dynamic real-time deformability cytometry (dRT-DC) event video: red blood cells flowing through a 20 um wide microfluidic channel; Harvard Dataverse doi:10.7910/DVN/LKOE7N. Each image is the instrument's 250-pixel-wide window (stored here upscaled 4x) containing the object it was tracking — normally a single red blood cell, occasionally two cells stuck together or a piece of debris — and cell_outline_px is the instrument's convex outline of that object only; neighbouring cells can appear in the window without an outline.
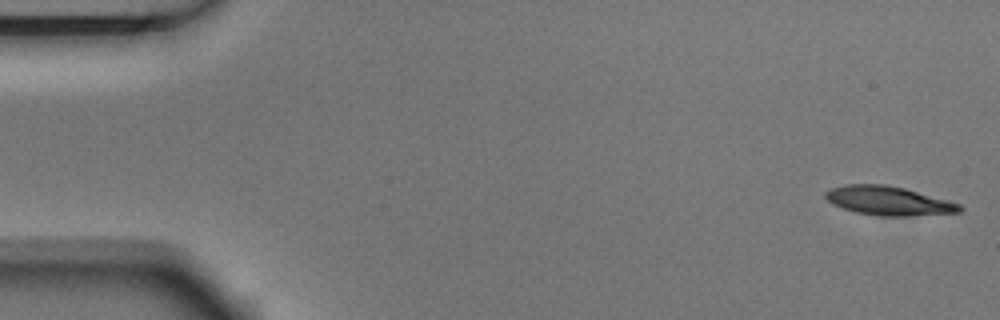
{"species": "Egyptian fruit bat (a non-hibernating species)", "species_latin": "Rousettus aegyptiacus", "temperature_condition": "room temperature", "stored_images_in_passage": 7, "camera_frame_rate_fps": 3000, "um_per_image_px": 0.085, "animal": {"sex": "male"}, "frame": {"image": 1, "passage_image": 1, "time_ms": 0.0, "image_size_px": [1000, 320], "cell_outline_px": [[964, 208], [960, 212], [908, 216], [880, 216], [856, 212], [832, 204], [824, 196], [824, 192], [832, 188], [844, 184], [888, 184], [904, 188], [948, 200], [960, 204]], "centroid_in_image_um": [75.52, 17.06], "position_along_channel_um": 9.5, "area_um2": 22.66}}
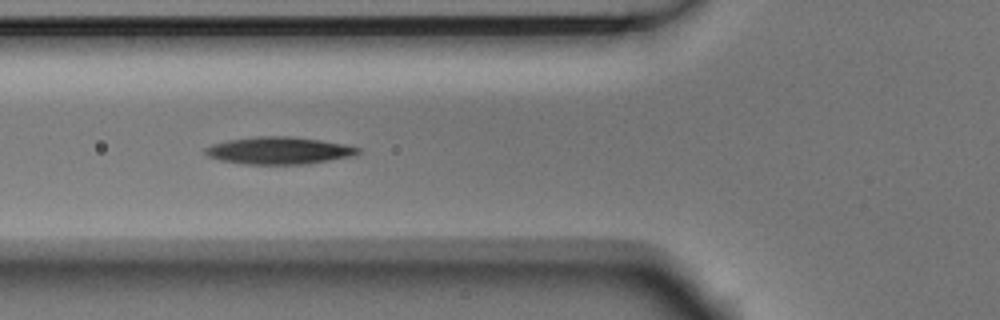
{"frame": {"image": 2, "passage_image": 6, "time_ms": 1.667, "image_size_px": [1000, 320], "cell_outline_px": [[360, 152], [356, 156], [308, 164], [244, 164], [220, 160], [208, 156], [204, 152], [204, 148], [212, 144], [228, 140], [256, 136], [292, 136], [320, 140], [344, 144], [360, 148]], "centroid_in_image_um": [23.73, 12.8], "position_along_channel_um": 102.1, "area_um2": 24.45}}
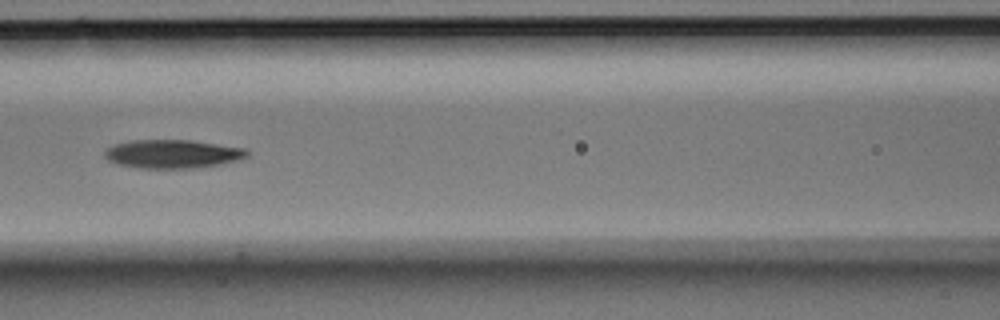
{"frame": {"image": 3, "passage_image": 7, "time_ms": 2.0, "image_size_px": [1000, 320], "cell_outline_px": [[248, 156], [220, 164], [196, 168], [140, 168], [116, 164], [108, 160], [104, 156], [104, 148], [112, 144], [132, 140], [188, 140], [248, 148]], "centroid_in_image_um": [14.61, 13.08], "position_along_channel_um": 152.0, "area_um2": 23.81}}